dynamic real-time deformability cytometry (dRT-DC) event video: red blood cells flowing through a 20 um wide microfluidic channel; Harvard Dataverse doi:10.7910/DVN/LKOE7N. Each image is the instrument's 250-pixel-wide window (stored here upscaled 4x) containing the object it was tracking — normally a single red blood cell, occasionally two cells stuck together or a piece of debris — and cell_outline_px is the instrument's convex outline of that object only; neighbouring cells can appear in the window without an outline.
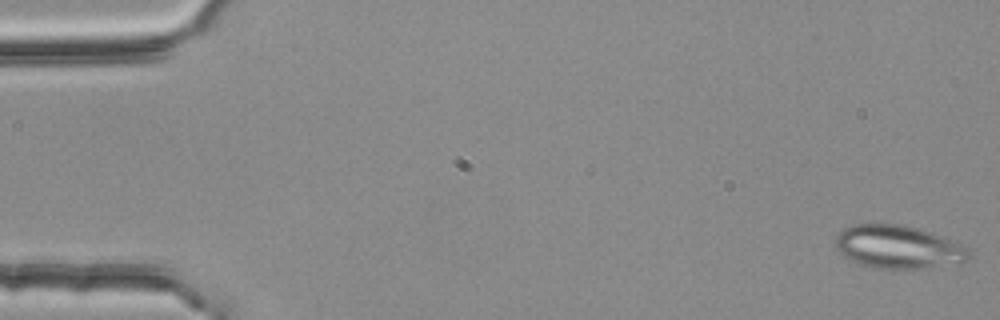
{"species": "common noctule bat (a hibernating species)", "species_latin": "Nyctalus noctula", "temperature_condition": "room temperature", "stored_images_in_passage": 53, "segment_of_instrument_passage": [1, 2], "camera_frame_rate_fps": 3000, "um_per_image_px": 0.085, "animal": {"sex": "female", "body_mass_g": 25.1}, "frame": {"image": 1, "passage_image": 1, "time_ms": 0.0, "image_size_px": [1000, 320], "cell_outline_px": [[972, 256], [968, 260], [904, 272], [872, 268], [856, 264], [844, 256], [836, 248], [836, 236], [844, 228], [852, 224], [904, 224], [940, 236], [968, 248]], "centroid_in_image_um": [76.3, 21.04], "position_along_channel_um": 8.7, "area_um2": 34.04}}